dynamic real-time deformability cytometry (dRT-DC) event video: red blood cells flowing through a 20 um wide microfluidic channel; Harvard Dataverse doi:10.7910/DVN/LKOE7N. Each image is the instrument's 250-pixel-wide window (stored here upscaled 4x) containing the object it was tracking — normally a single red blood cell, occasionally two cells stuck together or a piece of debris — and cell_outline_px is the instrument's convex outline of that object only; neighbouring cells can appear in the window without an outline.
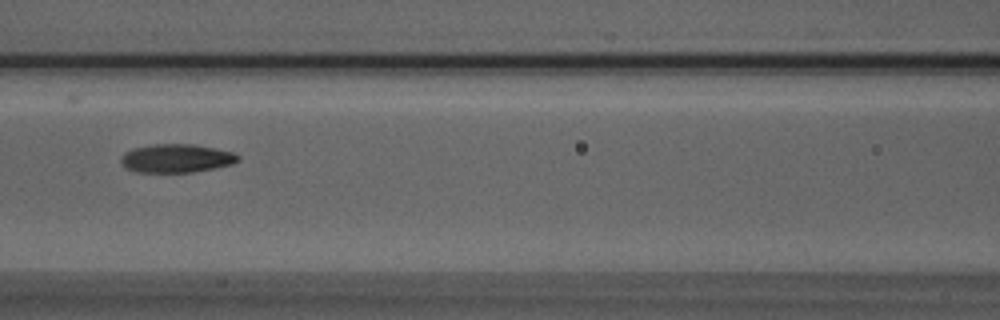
{"species": "Egyptian fruit bat (a non-hibernating species)", "species_latin": "Rousettus aegyptiacus", "temperature_condition": "room temperature", "stored_images_in_passage": 32, "camera_frame_rate_fps": 3000, "um_per_image_px": 0.085, "animal": {"sex": "male"}, "frame": {"image": 1, "passage_image": 8, "time_ms": 2.333, "image_size_px": [1000, 320], "cell_outline_px": [[240, 160], [232, 164], [192, 172], [136, 172], [124, 168], [120, 160], [120, 156], [124, 152], [136, 148], [152, 144], [192, 144], [232, 152], [240, 156]], "centroid_in_image_um": [14.95, 13.46], "position_along_channel_um": 151.7, "area_um2": 19.36}}
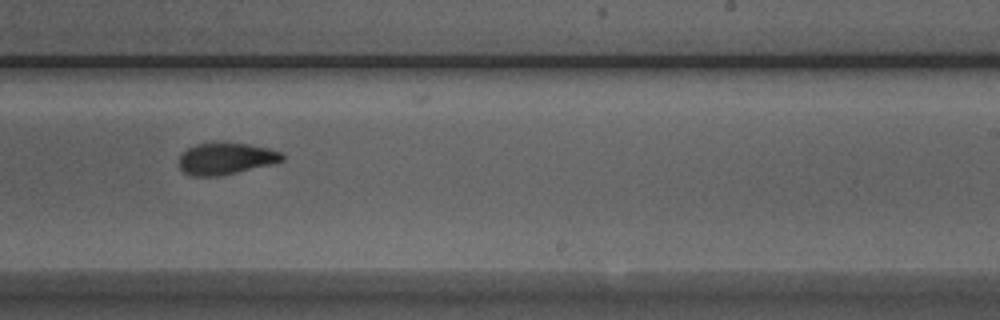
{"frame": {"image": 2, "passage_image": 17, "time_ms": 5.333, "image_size_px": [1000, 320], "cell_outline_px": [[284, 160], [272, 164], [220, 176], [192, 176], [184, 172], [180, 168], [180, 156], [188, 148], [196, 144], [248, 144], [268, 148], [280, 152], [284, 156]], "centroid_in_image_um": [19.21, 13.51], "position_along_channel_um": 269.8, "area_um2": 18.61}}
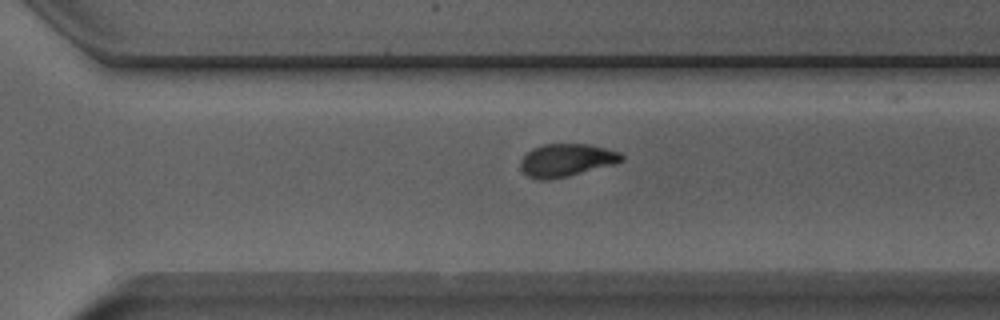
{"frame": {"image": 3, "passage_image": 21, "time_ms": 6.667, "image_size_px": [1000, 320], "cell_outline_px": [[624, 160], [616, 164], [568, 176], [548, 180], [540, 180], [528, 176], [520, 168], [520, 160], [532, 148], [544, 144], [588, 144], [620, 152], [624, 156]], "centroid_in_image_um": [48.16, 13.62], "position_along_channel_um": 322.4, "area_um2": 19.36}, "authors_computed_cell_mechanics": {"area_um2": 19.5653, "velocity_mm_per_s": 3.9541, "shape_relaxation_time_tau1_ms": 4.3622, "shape_relaxation_time_tau2_ms": 1.7268, "deformation_change_tau1": 0.1691, "deformation_change_tau2": 0.0798}}